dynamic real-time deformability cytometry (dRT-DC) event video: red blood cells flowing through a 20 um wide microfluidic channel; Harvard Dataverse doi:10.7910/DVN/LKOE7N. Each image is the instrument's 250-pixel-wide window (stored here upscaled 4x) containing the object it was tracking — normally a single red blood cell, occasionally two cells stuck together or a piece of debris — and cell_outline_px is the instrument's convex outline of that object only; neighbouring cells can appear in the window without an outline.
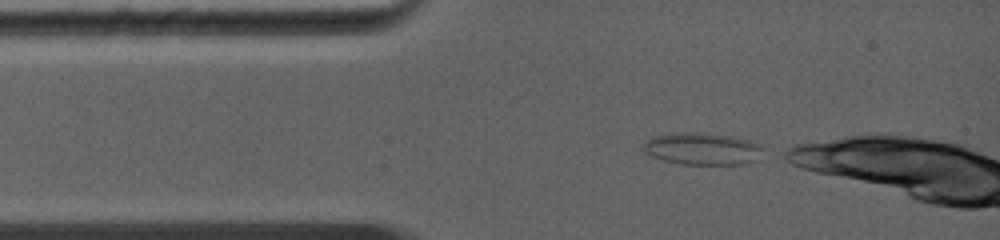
{"species": "common noctule bat (a hibernating species)", "species_latin": "Nyctalus noctula", "temperature_condition": "warm", "stored_images_in_passage": 18, "camera_frame_rate_fps": 5000, "um_per_image_px": 0.085, "animal": {"sex": "female", "body_mass_g": 19.0, "forearm_length_mm": 56.7}, "frame": {"image": 1, "passage_image": 1, "time_ms": 0.0, "image_size_px": [1000, 240], "cell_outline_px": [[764, 148], [760, 160], [744, 164], [680, 164], [664, 160], [652, 156], [644, 152], [644, 144], [652, 136], [668, 132], [692, 132], [732, 136], [748, 140], [760, 144]], "centroid_in_image_um": [59.73, 12.64], "position_along_channel_um": 25.3, "area_um2": 22.66}}
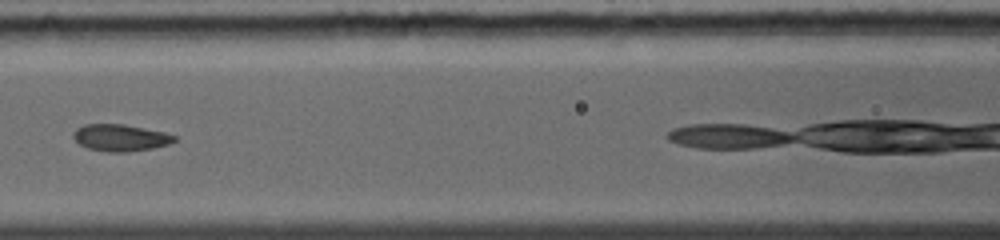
{"frame": {"image": 2, "passage_image": 6, "time_ms": 3.4, "image_size_px": [1000, 240], "cell_outline_px": [[176, 140], [168, 144], [152, 148], [128, 152], [108, 152], [88, 148], [80, 144], [72, 136], [72, 132], [76, 128], [84, 124], [124, 124], [164, 132], [176, 136]], "centroid_in_image_um": [10.21, 11.7], "position_along_channel_um": 156.4, "area_um2": 15.78}}
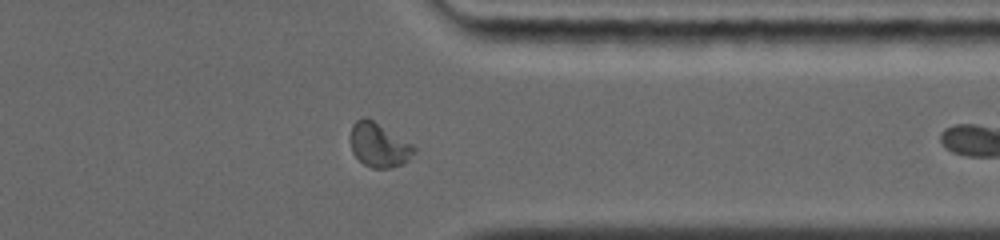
{"frame": {"image": 3, "passage_image": 14, "time_ms": 8.4, "image_size_px": [1000, 240], "cell_outline_px": [[416, 152], [404, 164], [388, 168], [372, 168], [364, 164], [352, 152], [352, 124], [360, 116], [368, 116], [412, 144], [416, 148]], "centroid_in_image_um": [32.23, 12.3], "position_along_channel_um": 379.2, "area_um2": 16.42}, "authors_computed_cell_mechanics": {"area_um2": 15.9239, "velocity_mm_per_s": 4.4945, "shape_relaxation_time_tau1_ms": null, "shape_relaxation_time_tau2_ms": 1.15, "deformation_change_tau1": null, "deformation_change_tau2": 0.0384}}